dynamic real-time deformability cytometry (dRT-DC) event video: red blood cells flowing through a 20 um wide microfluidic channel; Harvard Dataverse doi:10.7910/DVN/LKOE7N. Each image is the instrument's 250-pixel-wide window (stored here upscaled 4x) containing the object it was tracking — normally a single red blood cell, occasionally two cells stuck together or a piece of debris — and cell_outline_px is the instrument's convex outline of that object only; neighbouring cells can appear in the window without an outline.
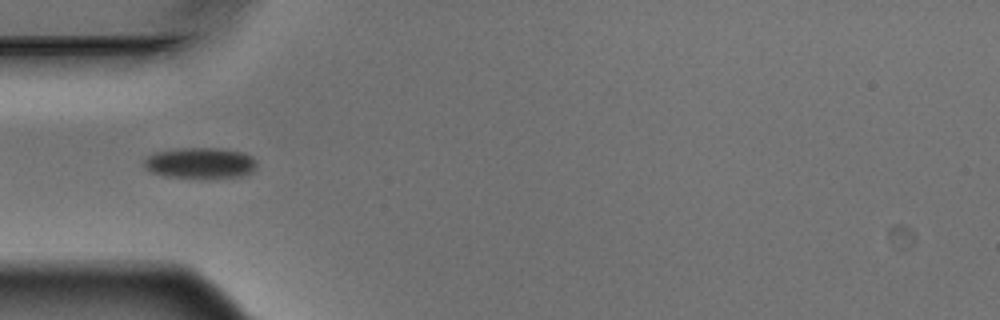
{"species": "Egyptian fruit bat (a non-hibernating species)", "species_latin": "Rousettus aegyptiacus", "temperature_condition": "warm", "stored_images_in_passage": 8, "camera_frame_rate_fps": 3000, "um_per_image_px": 0.085, "animal": {"sex": "male"}, "frame": {"image": 1, "passage_image": 6, "time_ms": 1.667, "image_size_px": [1000, 320], "cell_outline_px": [[256, 168], [252, 172], [240, 176], [212, 180], [200, 180], [164, 176], [152, 172], [144, 168], [144, 160], [148, 156], [156, 152], [180, 148], [216, 148], [244, 152], [252, 156], [256, 160]], "centroid_in_image_um": [17.04, 13.9], "position_along_channel_um": 68.0, "area_um2": 21.04}}
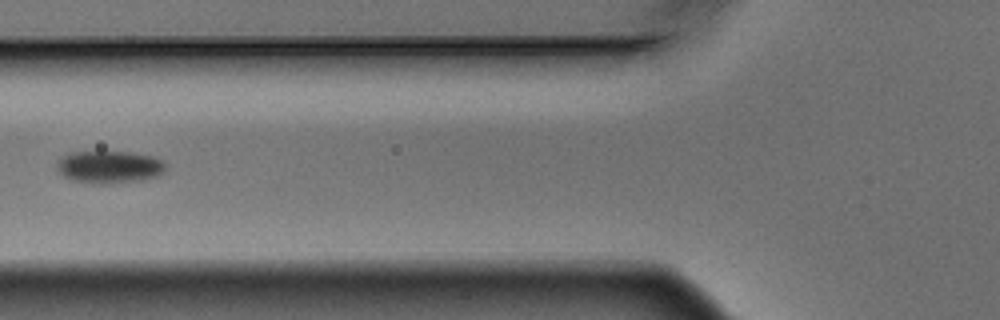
{"frame": {"image": 2, "passage_image": 7, "time_ms": 2.0, "image_size_px": [1000, 320], "cell_outline_px": [[164, 168], [160, 176], [140, 180], [104, 184], [88, 184], [72, 180], [64, 176], [56, 168], [56, 160], [68, 152], [132, 152], [152, 156], [160, 160], [164, 164]], "centroid_in_image_um": [9.23, 14.2], "position_along_channel_um": 116.6, "area_um2": 20.69}}
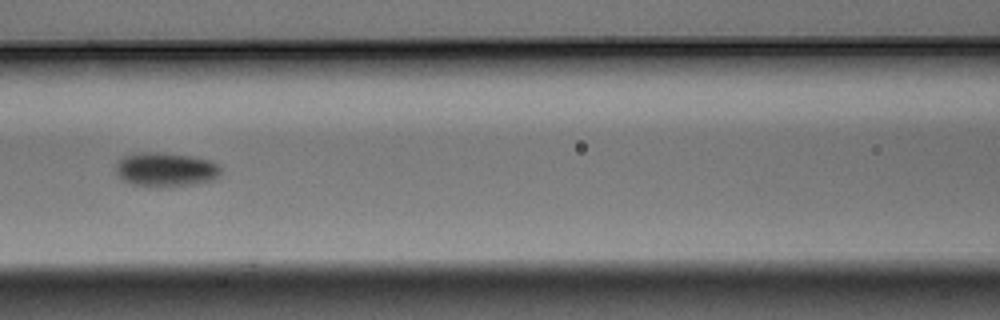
{"frame": {"image": 3, "passage_image": 8, "time_ms": 2.333, "image_size_px": [1000, 320], "cell_outline_px": [[220, 172], [212, 180], [192, 184], [160, 188], [132, 184], [124, 180], [116, 172], [116, 164], [120, 156], [136, 152], [160, 152], [192, 156], [212, 160], [220, 164]], "centroid_in_image_um": [14.06, 14.39], "position_along_channel_um": 152.5, "area_um2": 21.21}}